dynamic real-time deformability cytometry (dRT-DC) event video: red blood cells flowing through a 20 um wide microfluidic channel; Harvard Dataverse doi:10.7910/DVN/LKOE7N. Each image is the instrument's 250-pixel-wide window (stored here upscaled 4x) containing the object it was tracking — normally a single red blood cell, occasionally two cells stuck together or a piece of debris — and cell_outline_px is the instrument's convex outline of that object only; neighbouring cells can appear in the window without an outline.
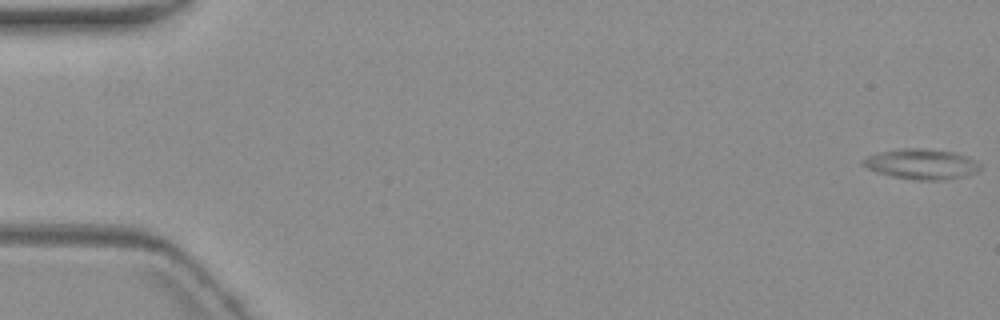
{"species": "common noctule bat (a hibernating species)", "species_latin": "Nyctalus noctula", "temperature_condition": "warm", "stored_images_in_passage": 7, "camera_frame_rate_fps": 3000, "um_per_image_px": 0.085, "animal": {"sex": "female", "body_mass_g": 19.3, "forearm_length_mm": 54.1}, "frame": {"image": 1, "passage_image": 1, "time_ms": 0.0, "image_size_px": [1000, 320], "cell_outline_px": [[980, 168], [976, 172], [964, 176], [944, 180], [912, 180], [892, 176], [876, 172], [860, 164], [860, 160], [868, 156], [880, 152], [904, 148], [924, 148], [952, 152], [968, 156], [980, 164]], "centroid_in_image_um": [78.3, 13.95], "position_along_channel_um": 6.7, "area_um2": 20.69}}